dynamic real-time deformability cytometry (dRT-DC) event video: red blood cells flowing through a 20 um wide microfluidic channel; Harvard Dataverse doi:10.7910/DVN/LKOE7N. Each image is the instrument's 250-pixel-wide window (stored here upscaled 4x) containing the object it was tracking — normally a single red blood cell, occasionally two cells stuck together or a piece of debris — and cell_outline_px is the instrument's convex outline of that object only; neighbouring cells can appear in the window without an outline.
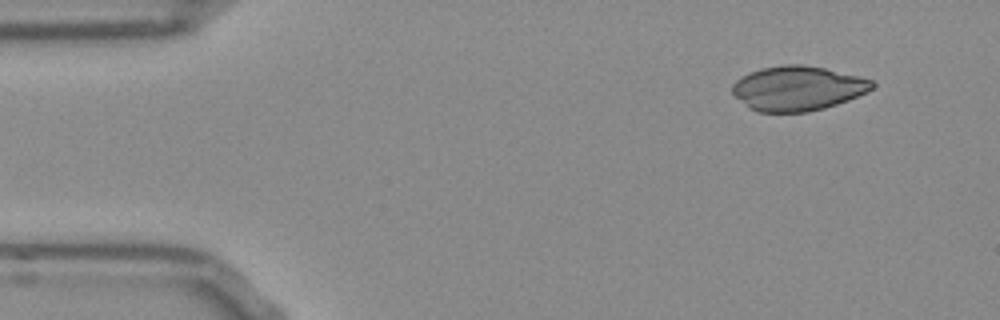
{"species": "Egyptian fruit bat (a non-hibernating species)", "species_latin": "Rousettus aegyptiacus", "temperature_condition": "room temperature", "stored_images_in_passage": 48, "camera_frame_rate_fps": 3000, "um_per_image_px": 0.085, "frame": {"image": 1, "passage_image": 1, "time_ms": 0.0, "image_size_px": [1000, 320], "cell_outline_px": [[876, 84], [872, 88], [848, 100], [824, 108], [808, 112], [756, 112], [748, 108], [732, 92], [732, 84], [736, 80], [748, 72], [760, 68], [784, 64], [804, 64], [824, 68], [876, 80]], "centroid_in_image_um": [67.78, 7.5], "position_along_channel_um": 17.2, "area_um2": 36.47}}